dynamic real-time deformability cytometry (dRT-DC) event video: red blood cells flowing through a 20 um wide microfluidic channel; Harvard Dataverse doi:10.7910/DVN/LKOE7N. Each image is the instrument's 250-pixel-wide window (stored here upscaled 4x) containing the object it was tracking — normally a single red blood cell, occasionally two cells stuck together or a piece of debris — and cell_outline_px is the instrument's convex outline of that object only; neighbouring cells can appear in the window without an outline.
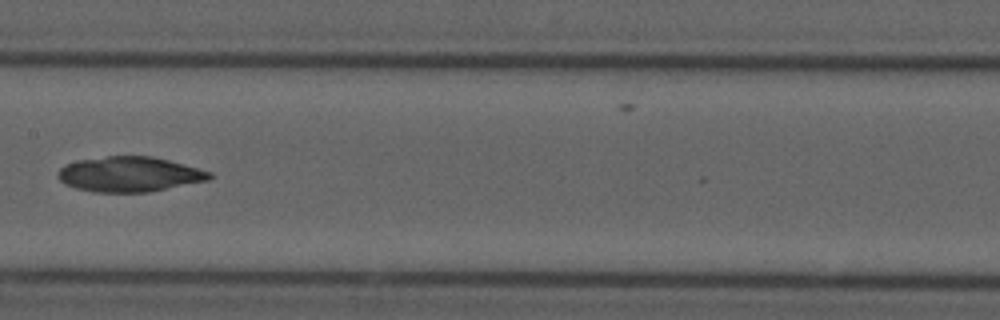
{"species": "common noctule bat (a hibernating species)", "species_latin": "Nyctalus noctula", "temperature_condition": "cold", "stored_images_in_passage": 8, "camera_frame_rate_fps": 3000, "um_per_image_px": 0.085, "animal": {"sex": "male", "forearm_length_mm": 52.5}, "frame": {"image": 1, "passage_image": 6, "time_ms": 6.667, "image_size_px": [1000, 320], "cell_outline_px": [[212, 176], [208, 180], [148, 192], [96, 192], [76, 188], [64, 184], [56, 176], [56, 172], [64, 164], [76, 160], [108, 156], [152, 156], [168, 160], [212, 172]], "centroid_in_image_um": [10.94, 14.8], "position_along_channel_um": 196.5, "area_um2": 30.98}}
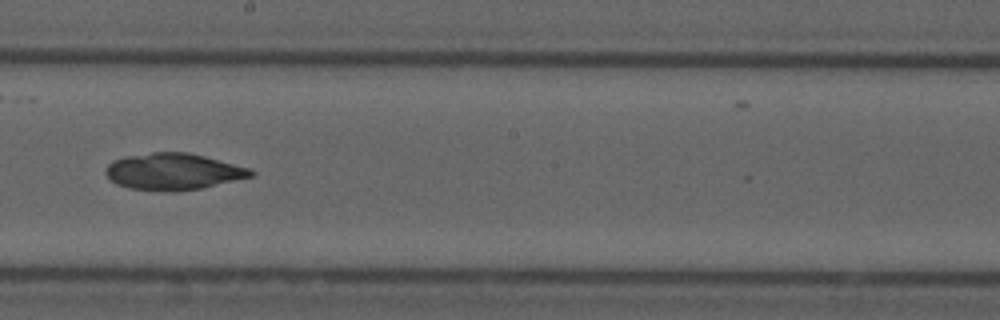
{"frame": {"image": 2, "passage_image": 7, "time_ms": 7.667, "image_size_px": [1000, 320], "cell_outline_px": [[256, 172], [252, 176], [200, 188], [176, 192], [168, 192], [132, 188], [116, 184], [104, 172], [108, 164], [112, 160], [124, 156], [152, 152], [188, 152], [204, 156], [248, 168]], "centroid_in_image_um": [14.68, 14.58], "position_along_channel_um": 233.5, "area_um2": 30.75}}